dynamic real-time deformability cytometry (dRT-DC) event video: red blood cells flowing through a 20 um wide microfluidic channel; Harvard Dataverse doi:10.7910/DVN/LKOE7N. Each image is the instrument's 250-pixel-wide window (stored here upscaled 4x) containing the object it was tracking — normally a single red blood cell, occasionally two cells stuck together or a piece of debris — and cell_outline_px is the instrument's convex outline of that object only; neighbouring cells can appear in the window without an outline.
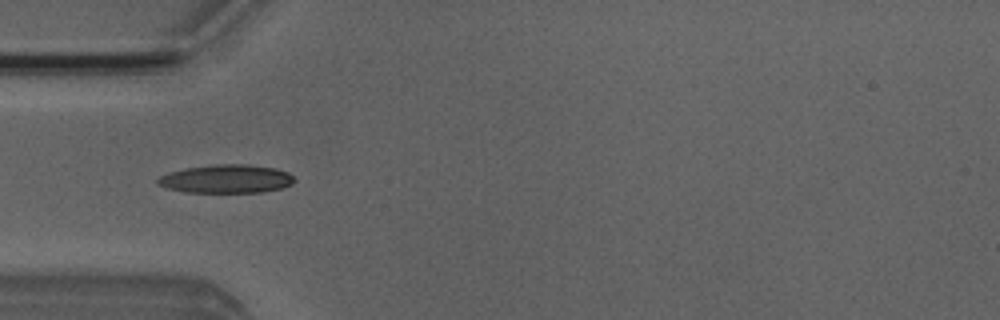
{"species": "Egyptian fruit bat (a non-hibernating species)", "species_latin": "Rousettus aegyptiacus", "temperature_condition": "room temperature", "stored_images_in_passage": 4, "camera_frame_rate_fps": 3000, "um_per_image_px": 0.085, "animal": {"sex": "male"}, "frame": {"image": 1, "passage_image": 4, "time_ms": 3.667, "image_size_px": [1000, 320], "cell_outline_px": [[296, 180], [292, 184], [280, 188], [264, 192], [184, 192], [168, 188], [156, 184], [156, 180], [160, 176], [168, 172], [184, 168], [220, 164], [248, 164], [276, 168], [288, 172]], "centroid_in_image_um": [19.23, 15.2], "position_along_channel_um": 65.8, "area_um2": 22.72}}